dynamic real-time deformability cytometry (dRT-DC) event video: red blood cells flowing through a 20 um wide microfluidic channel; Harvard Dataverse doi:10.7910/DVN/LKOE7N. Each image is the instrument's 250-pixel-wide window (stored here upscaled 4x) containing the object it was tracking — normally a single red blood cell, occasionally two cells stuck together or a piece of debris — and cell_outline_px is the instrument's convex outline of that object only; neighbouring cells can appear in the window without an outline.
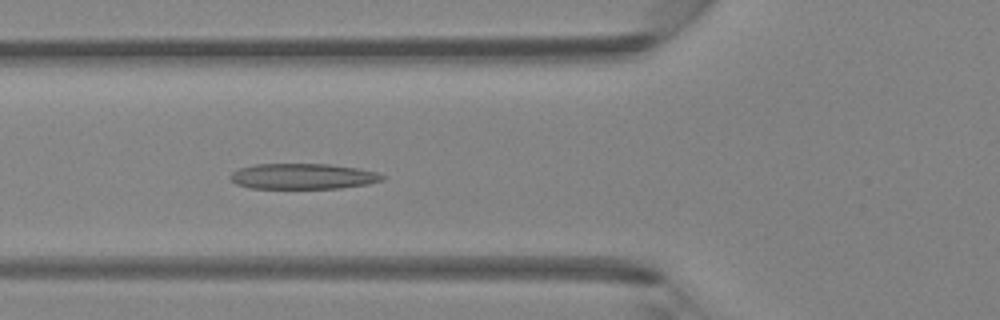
{"species": "Egyptian fruit bat (a non-hibernating species)", "species_latin": "Rousettus aegyptiacus", "temperature_condition": "room temperature", "stored_images_in_passage": 47, "camera_frame_rate_fps": 3000, "um_per_image_px": 0.085, "animal": {"sex": "female"}, "frame": {"image": 1, "passage_image": 17, "time_ms": 5.333, "image_size_px": [1000, 320], "cell_outline_px": [[388, 176], [384, 180], [368, 184], [340, 188], [248, 188], [236, 184], [228, 176], [232, 172], [240, 168], [256, 164], [328, 164], [356, 168], [376, 172]], "centroid_in_image_um": [25.76, 14.99], "position_along_channel_um": 100.0, "area_um2": 22.72}}
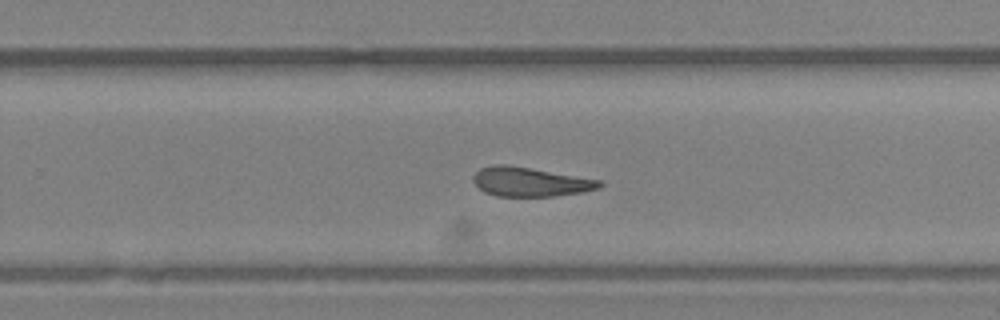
{"frame": {"image": 2, "passage_image": 30, "time_ms": 9.667, "image_size_px": [1000, 320], "cell_outline_px": [[604, 184], [600, 188], [580, 192], [556, 196], [496, 196], [484, 192], [472, 180], [472, 176], [480, 168], [492, 164], [508, 164], [604, 180]], "centroid_in_image_um": [45.09, 15.44], "position_along_channel_um": 284.7, "area_um2": 21.79}}
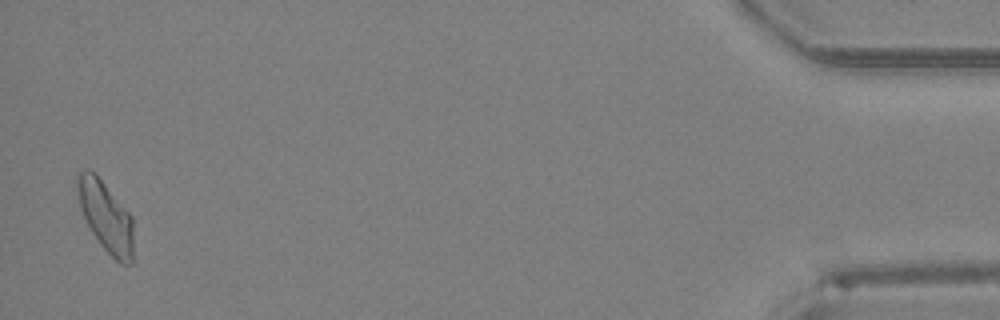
{"frame": {"image": 3, "passage_image": 46, "time_ms": 15.0, "image_size_px": [1000, 320], "cell_outline_px": [[132, 264], [120, 264], [100, 244], [92, 232], [80, 208], [76, 184], [76, 176], [84, 168], [88, 168], [96, 172], [132, 216]], "centroid_in_image_um": [8.97, 18.34], "position_along_channel_um": 426.2, "area_um2": 23.0}, "authors_computed_cell_mechanics": {"area_um2": 22.7154, "velocity_mm_per_s": 4.265, "shape_relaxation_time_tau1_ms": 7.3609, "shape_relaxation_time_tau2_ms": 2.4381, "deformation_change_tau1": 0.1931, "deformation_change_tau2": 0.1186}}